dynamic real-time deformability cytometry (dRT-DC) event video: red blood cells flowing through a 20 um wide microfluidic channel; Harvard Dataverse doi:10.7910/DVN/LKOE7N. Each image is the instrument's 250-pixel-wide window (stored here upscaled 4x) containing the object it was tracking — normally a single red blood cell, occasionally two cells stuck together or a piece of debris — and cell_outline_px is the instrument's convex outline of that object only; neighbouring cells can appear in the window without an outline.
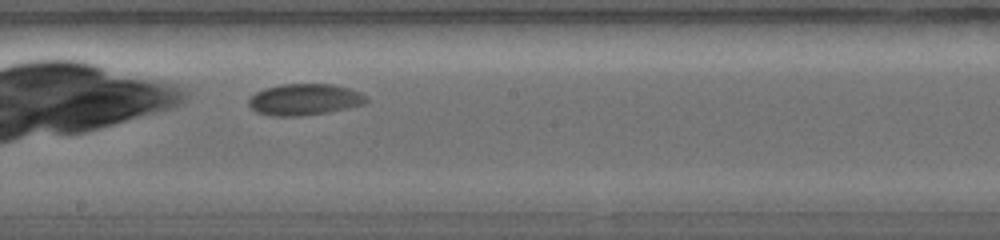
{"species": "common noctule bat (a hibernating species)", "species_latin": "Nyctalus noctula", "temperature_condition": "warm", "stored_images_in_passage": 17, "camera_frame_rate_fps": 5000, "um_per_image_px": 0.085, "animal": {"sex": "female", "body_mass_g": 19.0, "forearm_length_mm": 56.7}, "frame": {"image": 1, "passage_image": 10, "time_ms": 2.6, "image_size_px": [1000, 240], "cell_outline_px": [[368, 100], [364, 104], [348, 108], [328, 112], [300, 116], [272, 116], [256, 112], [248, 104], [248, 100], [256, 92], [264, 88], [284, 84], [332, 84], [348, 88], [360, 92]], "centroid_in_image_um": [25.87, 8.46], "position_along_channel_um": 222.3, "area_um2": 21.44}}